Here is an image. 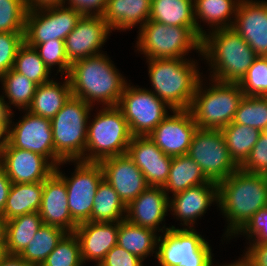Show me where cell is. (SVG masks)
<instances>
[{
    "label": "cell",
    "mask_w": 267,
    "mask_h": 266,
    "mask_svg": "<svg viewBox=\"0 0 267 266\" xmlns=\"http://www.w3.org/2000/svg\"><path fill=\"white\" fill-rule=\"evenodd\" d=\"M7 255L6 245L0 244V263Z\"/></svg>",
    "instance_id": "56"
},
{
    "label": "cell",
    "mask_w": 267,
    "mask_h": 266,
    "mask_svg": "<svg viewBox=\"0 0 267 266\" xmlns=\"http://www.w3.org/2000/svg\"><path fill=\"white\" fill-rule=\"evenodd\" d=\"M214 183L209 181L202 172L199 165L188 155L172 157L168 179L163 186L169 197L180 193L190 187L200 184Z\"/></svg>",
    "instance_id": "29"
},
{
    "label": "cell",
    "mask_w": 267,
    "mask_h": 266,
    "mask_svg": "<svg viewBox=\"0 0 267 266\" xmlns=\"http://www.w3.org/2000/svg\"><path fill=\"white\" fill-rule=\"evenodd\" d=\"M24 113L15 124L12 122L14 113H11L8 143L12 147L38 153L55 166L51 119L34 115L28 110H24Z\"/></svg>",
    "instance_id": "14"
},
{
    "label": "cell",
    "mask_w": 267,
    "mask_h": 266,
    "mask_svg": "<svg viewBox=\"0 0 267 266\" xmlns=\"http://www.w3.org/2000/svg\"><path fill=\"white\" fill-rule=\"evenodd\" d=\"M242 257L239 258L238 260H236L235 262L233 263H227L226 265L222 264V265H213L212 266H252V264L250 263V261L244 256V255H241Z\"/></svg>",
    "instance_id": "53"
},
{
    "label": "cell",
    "mask_w": 267,
    "mask_h": 266,
    "mask_svg": "<svg viewBox=\"0 0 267 266\" xmlns=\"http://www.w3.org/2000/svg\"><path fill=\"white\" fill-rule=\"evenodd\" d=\"M152 0H107L102 15L112 31L141 28L148 20Z\"/></svg>",
    "instance_id": "25"
},
{
    "label": "cell",
    "mask_w": 267,
    "mask_h": 266,
    "mask_svg": "<svg viewBox=\"0 0 267 266\" xmlns=\"http://www.w3.org/2000/svg\"><path fill=\"white\" fill-rule=\"evenodd\" d=\"M10 117H0V152L8 144Z\"/></svg>",
    "instance_id": "51"
},
{
    "label": "cell",
    "mask_w": 267,
    "mask_h": 266,
    "mask_svg": "<svg viewBox=\"0 0 267 266\" xmlns=\"http://www.w3.org/2000/svg\"><path fill=\"white\" fill-rule=\"evenodd\" d=\"M98 266H144V264L139 257L116 245Z\"/></svg>",
    "instance_id": "46"
},
{
    "label": "cell",
    "mask_w": 267,
    "mask_h": 266,
    "mask_svg": "<svg viewBox=\"0 0 267 266\" xmlns=\"http://www.w3.org/2000/svg\"><path fill=\"white\" fill-rule=\"evenodd\" d=\"M244 256L252 266H267V243L248 242Z\"/></svg>",
    "instance_id": "48"
},
{
    "label": "cell",
    "mask_w": 267,
    "mask_h": 266,
    "mask_svg": "<svg viewBox=\"0 0 267 266\" xmlns=\"http://www.w3.org/2000/svg\"><path fill=\"white\" fill-rule=\"evenodd\" d=\"M25 0H0V32H25Z\"/></svg>",
    "instance_id": "40"
},
{
    "label": "cell",
    "mask_w": 267,
    "mask_h": 266,
    "mask_svg": "<svg viewBox=\"0 0 267 266\" xmlns=\"http://www.w3.org/2000/svg\"><path fill=\"white\" fill-rule=\"evenodd\" d=\"M67 232L57 226L43 224L19 255L33 266H41Z\"/></svg>",
    "instance_id": "36"
},
{
    "label": "cell",
    "mask_w": 267,
    "mask_h": 266,
    "mask_svg": "<svg viewBox=\"0 0 267 266\" xmlns=\"http://www.w3.org/2000/svg\"><path fill=\"white\" fill-rule=\"evenodd\" d=\"M12 69L26 76L37 85L53 79L51 77L52 71L45 65L37 50L29 46L25 41L17 52Z\"/></svg>",
    "instance_id": "37"
},
{
    "label": "cell",
    "mask_w": 267,
    "mask_h": 266,
    "mask_svg": "<svg viewBox=\"0 0 267 266\" xmlns=\"http://www.w3.org/2000/svg\"><path fill=\"white\" fill-rule=\"evenodd\" d=\"M43 182L12 183L1 215L6 221L15 217L38 212L41 206Z\"/></svg>",
    "instance_id": "30"
},
{
    "label": "cell",
    "mask_w": 267,
    "mask_h": 266,
    "mask_svg": "<svg viewBox=\"0 0 267 266\" xmlns=\"http://www.w3.org/2000/svg\"><path fill=\"white\" fill-rule=\"evenodd\" d=\"M112 30L102 16L83 15L65 39V52L70 64L101 51Z\"/></svg>",
    "instance_id": "15"
},
{
    "label": "cell",
    "mask_w": 267,
    "mask_h": 266,
    "mask_svg": "<svg viewBox=\"0 0 267 266\" xmlns=\"http://www.w3.org/2000/svg\"><path fill=\"white\" fill-rule=\"evenodd\" d=\"M43 224L74 232L78 224L72 219L64 180L54 171L44 182L41 206L38 211Z\"/></svg>",
    "instance_id": "24"
},
{
    "label": "cell",
    "mask_w": 267,
    "mask_h": 266,
    "mask_svg": "<svg viewBox=\"0 0 267 266\" xmlns=\"http://www.w3.org/2000/svg\"><path fill=\"white\" fill-rule=\"evenodd\" d=\"M24 33L0 32V77L13 68Z\"/></svg>",
    "instance_id": "43"
},
{
    "label": "cell",
    "mask_w": 267,
    "mask_h": 266,
    "mask_svg": "<svg viewBox=\"0 0 267 266\" xmlns=\"http://www.w3.org/2000/svg\"><path fill=\"white\" fill-rule=\"evenodd\" d=\"M201 56L210 69L209 78L239 83L258 57L233 28H220L202 37Z\"/></svg>",
    "instance_id": "3"
},
{
    "label": "cell",
    "mask_w": 267,
    "mask_h": 266,
    "mask_svg": "<svg viewBox=\"0 0 267 266\" xmlns=\"http://www.w3.org/2000/svg\"><path fill=\"white\" fill-rule=\"evenodd\" d=\"M217 206L227 221L223 236L230 241L255 213L267 206V175L239 168L218 183Z\"/></svg>",
    "instance_id": "1"
},
{
    "label": "cell",
    "mask_w": 267,
    "mask_h": 266,
    "mask_svg": "<svg viewBox=\"0 0 267 266\" xmlns=\"http://www.w3.org/2000/svg\"><path fill=\"white\" fill-rule=\"evenodd\" d=\"M0 165L12 183L44 182L55 166L44 156L19 148L9 143L0 152Z\"/></svg>",
    "instance_id": "17"
},
{
    "label": "cell",
    "mask_w": 267,
    "mask_h": 266,
    "mask_svg": "<svg viewBox=\"0 0 267 266\" xmlns=\"http://www.w3.org/2000/svg\"><path fill=\"white\" fill-rule=\"evenodd\" d=\"M187 155L199 165L209 181L217 184L240 168L232 159L221 130L198 128Z\"/></svg>",
    "instance_id": "11"
},
{
    "label": "cell",
    "mask_w": 267,
    "mask_h": 266,
    "mask_svg": "<svg viewBox=\"0 0 267 266\" xmlns=\"http://www.w3.org/2000/svg\"><path fill=\"white\" fill-rule=\"evenodd\" d=\"M5 236H6V220L0 214V244H5Z\"/></svg>",
    "instance_id": "54"
},
{
    "label": "cell",
    "mask_w": 267,
    "mask_h": 266,
    "mask_svg": "<svg viewBox=\"0 0 267 266\" xmlns=\"http://www.w3.org/2000/svg\"><path fill=\"white\" fill-rule=\"evenodd\" d=\"M240 169L249 172L267 175V136L261 134L258 141L251 149L246 161L240 166Z\"/></svg>",
    "instance_id": "44"
},
{
    "label": "cell",
    "mask_w": 267,
    "mask_h": 266,
    "mask_svg": "<svg viewBox=\"0 0 267 266\" xmlns=\"http://www.w3.org/2000/svg\"><path fill=\"white\" fill-rule=\"evenodd\" d=\"M80 245L74 232H67L41 266H83Z\"/></svg>",
    "instance_id": "39"
},
{
    "label": "cell",
    "mask_w": 267,
    "mask_h": 266,
    "mask_svg": "<svg viewBox=\"0 0 267 266\" xmlns=\"http://www.w3.org/2000/svg\"><path fill=\"white\" fill-rule=\"evenodd\" d=\"M261 134H264L267 136V124L263 127V129L261 130Z\"/></svg>",
    "instance_id": "57"
},
{
    "label": "cell",
    "mask_w": 267,
    "mask_h": 266,
    "mask_svg": "<svg viewBox=\"0 0 267 266\" xmlns=\"http://www.w3.org/2000/svg\"><path fill=\"white\" fill-rule=\"evenodd\" d=\"M99 163L104 179L126 206L149 187L142 171L127 154L108 157Z\"/></svg>",
    "instance_id": "18"
},
{
    "label": "cell",
    "mask_w": 267,
    "mask_h": 266,
    "mask_svg": "<svg viewBox=\"0 0 267 266\" xmlns=\"http://www.w3.org/2000/svg\"><path fill=\"white\" fill-rule=\"evenodd\" d=\"M0 82L1 89L5 93L2 94L3 98L4 100L8 98V102L5 101V104L10 113H12L11 105L18 108L19 111L27 110L30 107L37 88L36 83L13 69L1 76Z\"/></svg>",
    "instance_id": "34"
},
{
    "label": "cell",
    "mask_w": 267,
    "mask_h": 266,
    "mask_svg": "<svg viewBox=\"0 0 267 266\" xmlns=\"http://www.w3.org/2000/svg\"><path fill=\"white\" fill-rule=\"evenodd\" d=\"M213 203L218 204V184H200L170 196L169 212L172 211L171 215H175L177 221L180 219L182 228H194L197 219Z\"/></svg>",
    "instance_id": "22"
},
{
    "label": "cell",
    "mask_w": 267,
    "mask_h": 266,
    "mask_svg": "<svg viewBox=\"0 0 267 266\" xmlns=\"http://www.w3.org/2000/svg\"><path fill=\"white\" fill-rule=\"evenodd\" d=\"M130 83L124 88L118 103L126 119L132 136H149V134L173 111L152 91L138 88Z\"/></svg>",
    "instance_id": "10"
},
{
    "label": "cell",
    "mask_w": 267,
    "mask_h": 266,
    "mask_svg": "<svg viewBox=\"0 0 267 266\" xmlns=\"http://www.w3.org/2000/svg\"><path fill=\"white\" fill-rule=\"evenodd\" d=\"M238 84L245 96L267 97V57L258 56Z\"/></svg>",
    "instance_id": "41"
},
{
    "label": "cell",
    "mask_w": 267,
    "mask_h": 266,
    "mask_svg": "<svg viewBox=\"0 0 267 266\" xmlns=\"http://www.w3.org/2000/svg\"><path fill=\"white\" fill-rule=\"evenodd\" d=\"M232 28L257 56L267 57V1H240Z\"/></svg>",
    "instance_id": "20"
},
{
    "label": "cell",
    "mask_w": 267,
    "mask_h": 266,
    "mask_svg": "<svg viewBox=\"0 0 267 266\" xmlns=\"http://www.w3.org/2000/svg\"><path fill=\"white\" fill-rule=\"evenodd\" d=\"M67 162L74 163L73 165L76 166L71 177L65 176L59 167ZM55 172L66 184L68 207L72 219L77 224L90 221L95 193L104 178L101 164L81 160L63 161L61 165L55 167Z\"/></svg>",
    "instance_id": "12"
},
{
    "label": "cell",
    "mask_w": 267,
    "mask_h": 266,
    "mask_svg": "<svg viewBox=\"0 0 267 266\" xmlns=\"http://www.w3.org/2000/svg\"><path fill=\"white\" fill-rule=\"evenodd\" d=\"M169 211V197L163 187L149 186L126 206V220L134 225L164 233ZM164 224L160 226V224ZM167 227V228H166Z\"/></svg>",
    "instance_id": "19"
},
{
    "label": "cell",
    "mask_w": 267,
    "mask_h": 266,
    "mask_svg": "<svg viewBox=\"0 0 267 266\" xmlns=\"http://www.w3.org/2000/svg\"><path fill=\"white\" fill-rule=\"evenodd\" d=\"M208 80L209 87L199 81L189 111L198 128L221 130L233 122L245 94L238 83Z\"/></svg>",
    "instance_id": "5"
},
{
    "label": "cell",
    "mask_w": 267,
    "mask_h": 266,
    "mask_svg": "<svg viewBox=\"0 0 267 266\" xmlns=\"http://www.w3.org/2000/svg\"><path fill=\"white\" fill-rule=\"evenodd\" d=\"M233 122L261 131L267 124V97L244 96L236 110Z\"/></svg>",
    "instance_id": "38"
},
{
    "label": "cell",
    "mask_w": 267,
    "mask_h": 266,
    "mask_svg": "<svg viewBox=\"0 0 267 266\" xmlns=\"http://www.w3.org/2000/svg\"><path fill=\"white\" fill-rule=\"evenodd\" d=\"M3 95H0V117H10L11 113L8 111V109L6 108V104H5Z\"/></svg>",
    "instance_id": "55"
},
{
    "label": "cell",
    "mask_w": 267,
    "mask_h": 266,
    "mask_svg": "<svg viewBox=\"0 0 267 266\" xmlns=\"http://www.w3.org/2000/svg\"><path fill=\"white\" fill-rule=\"evenodd\" d=\"M125 218L126 205L103 178L95 193L90 222H120Z\"/></svg>",
    "instance_id": "33"
},
{
    "label": "cell",
    "mask_w": 267,
    "mask_h": 266,
    "mask_svg": "<svg viewBox=\"0 0 267 266\" xmlns=\"http://www.w3.org/2000/svg\"><path fill=\"white\" fill-rule=\"evenodd\" d=\"M221 132L232 159L239 167L246 161L261 135L256 128L234 122L223 127Z\"/></svg>",
    "instance_id": "35"
},
{
    "label": "cell",
    "mask_w": 267,
    "mask_h": 266,
    "mask_svg": "<svg viewBox=\"0 0 267 266\" xmlns=\"http://www.w3.org/2000/svg\"><path fill=\"white\" fill-rule=\"evenodd\" d=\"M119 222H83L74 230L79 241L84 265L90 261L96 266L117 245Z\"/></svg>",
    "instance_id": "23"
},
{
    "label": "cell",
    "mask_w": 267,
    "mask_h": 266,
    "mask_svg": "<svg viewBox=\"0 0 267 266\" xmlns=\"http://www.w3.org/2000/svg\"><path fill=\"white\" fill-rule=\"evenodd\" d=\"M28 45L34 47L37 50L40 58L43 60L50 71L53 70L54 66H57V68L59 67L57 73H60L61 77L64 74V76L68 75L71 64L67 59L65 52V42L63 40L54 39V41Z\"/></svg>",
    "instance_id": "42"
},
{
    "label": "cell",
    "mask_w": 267,
    "mask_h": 266,
    "mask_svg": "<svg viewBox=\"0 0 267 266\" xmlns=\"http://www.w3.org/2000/svg\"><path fill=\"white\" fill-rule=\"evenodd\" d=\"M0 266H33L24 261L19 255H7Z\"/></svg>",
    "instance_id": "52"
},
{
    "label": "cell",
    "mask_w": 267,
    "mask_h": 266,
    "mask_svg": "<svg viewBox=\"0 0 267 266\" xmlns=\"http://www.w3.org/2000/svg\"><path fill=\"white\" fill-rule=\"evenodd\" d=\"M109 59L103 52L71 64L67 77L73 97L82 99L92 107L98 103L102 107L118 106L128 82Z\"/></svg>",
    "instance_id": "2"
},
{
    "label": "cell",
    "mask_w": 267,
    "mask_h": 266,
    "mask_svg": "<svg viewBox=\"0 0 267 266\" xmlns=\"http://www.w3.org/2000/svg\"><path fill=\"white\" fill-rule=\"evenodd\" d=\"M157 234L152 229L131 224L125 219L119 222L117 245L144 261L149 255L156 257Z\"/></svg>",
    "instance_id": "28"
},
{
    "label": "cell",
    "mask_w": 267,
    "mask_h": 266,
    "mask_svg": "<svg viewBox=\"0 0 267 266\" xmlns=\"http://www.w3.org/2000/svg\"><path fill=\"white\" fill-rule=\"evenodd\" d=\"M197 129L189 110H173L148 137L166 155L172 157L187 155Z\"/></svg>",
    "instance_id": "16"
},
{
    "label": "cell",
    "mask_w": 267,
    "mask_h": 266,
    "mask_svg": "<svg viewBox=\"0 0 267 266\" xmlns=\"http://www.w3.org/2000/svg\"><path fill=\"white\" fill-rule=\"evenodd\" d=\"M137 51L146 59L185 58L191 51L201 56L202 37L197 27L169 26L148 20L138 30Z\"/></svg>",
    "instance_id": "7"
},
{
    "label": "cell",
    "mask_w": 267,
    "mask_h": 266,
    "mask_svg": "<svg viewBox=\"0 0 267 266\" xmlns=\"http://www.w3.org/2000/svg\"><path fill=\"white\" fill-rule=\"evenodd\" d=\"M12 182L4 168L0 165V214L4 211Z\"/></svg>",
    "instance_id": "49"
},
{
    "label": "cell",
    "mask_w": 267,
    "mask_h": 266,
    "mask_svg": "<svg viewBox=\"0 0 267 266\" xmlns=\"http://www.w3.org/2000/svg\"><path fill=\"white\" fill-rule=\"evenodd\" d=\"M127 155L142 171L148 186L165 185L172 156L166 155L148 136L132 137Z\"/></svg>",
    "instance_id": "21"
},
{
    "label": "cell",
    "mask_w": 267,
    "mask_h": 266,
    "mask_svg": "<svg viewBox=\"0 0 267 266\" xmlns=\"http://www.w3.org/2000/svg\"><path fill=\"white\" fill-rule=\"evenodd\" d=\"M28 10L63 5L64 0H25Z\"/></svg>",
    "instance_id": "50"
},
{
    "label": "cell",
    "mask_w": 267,
    "mask_h": 266,
    "mask_svg": "<svg viewBox=\"0 0 267 266\" xmlns=\"http://www.w3.org/2000/svg\"><path fill=\"white\" fill-rule=\"evenodd\" d=\"M43 225L38 212L24 214L6 221L7 254L20 255Z\"/></svg>",
    "instance_id": "32"
},
{
    "label": "cell",
    "mask_w": 267,
    "mask_h": 266,
    "mask_svg": "<svg viewBox=\"0 0 267 266\" xmlns=\"http://www.w3.org/2000/svg\"><path fill=\"white\" fill-rule=\"evenodd\" d=\"M63 80L61 84L52 79L37 85L32 103L27 110L34 115L52 119L72 96L68 77L65 76Z\"/></svg>",
    "instance_id": "27"
},
{
    "label": "cell",
    "mask_w": 267,
    "mask_h": 266,
    "mask_svg": "<svg viewBox=\"0 0 267 266\" xmlns=\"http://www.w3.org/2000/svg\"><path fill=\"white\" fill-rule=\"evenodd\" d=\"M88 120L85 155L81 161L101 160L127 154L132 139L129 125L122 111L117 107H102Z\"/></svg>",
    "instance_id": "8"
},
{
    "label": "cell",
    "mask_w": 267,
    "mask_h": 266,
    "mask_svg": "<svg viewBox=\"0 0 267 266\" xmlns=\"http://www.w3.org/2000/svg\"><path fill=\"white\" fill-rule=\"evenodd\" d=\"M158 266H212L213 253L209 242L195 228L171 226L159 234Z\"/></svg>",
    "instance_id": "9"
},
{
    "label": "cell",
    "mask_w": 267,
    "mask_h": 266,
    "mask_svg": "<svg viewBox=\"0 0 267 266\" xmlns=\"http://www.w3.org/2000/svg\"><path fill=\"white\" fill-rule=\"evenodd\" d=\"M93 107L71 96L51 119L55 167L63 161L82 160L85 155L88 120Z\"/></svg>",
    "instance_id": "6"
},
{
    "label": "cell",
    "mask_w": 267,
    "mask_h": 266,
    "mask_svg": "<svg viewBox=\"0 0 267 266\" xmlns=\"http://www.w3.org/2000/svg\"><path fill=\"white\" fill-rule=\"evenodd\" d=\"M83 15L65 5L28 10L24 41L41 44L59 39L65 41Z\"/></svg>",
    "instance_id": "13"
},
{
    "label": "cell",
    "mask_w": 267,
    "mask_h": 266,
    "mask_svg": "<svg viewBox=\"0 0 267 266\" xmlns=\"http://www.w3.org/2000/svg\"><path fill=\"white\" fill-rule=\"evenodd\" d=\"M66 4V5H65ZM68 4V5H67ZM107 0H64L63 5L74 8L82 15L102 16Z\"/></svg>",
    "instance_id": "47"
},
{
    "label": "cell",
    "mask_w": 267,
    "mask_h": 266,
    "mask_svg": "<svg viewBox=\"0 0 267 266\" xmlns=\"http://www.w3.org/2000/svg\"><path fill=\"white\" fill-rule=\"evenodd\" d=\"M149 20L169 26L196 27L194 0H152Z\"/></svg>",
    "instance_id": "31"
},
{
    "label": "cell",
    "mask_w": 267,
    "mask_h": 266,
    "mask_svg": "<svg viewBox=\"0 0 267 266\" xmlns=\"http://www.w3.org/2000/svg\"><path fill=\"white\" fill-rule=\"evenodd\" d=\"M239 235L246 236L249 242L267 243V211L255 213L234 237Z\"/></svg>",
    "instance_id": "45"
},
{
    "label": "cell",
    "mask_w": 267,
    "mask_h": 266,
    "mask_svg": "<svg viewBox=\"0 0 267 266\" xmlns=\"http://www.w3.org/2000/svg\"><path fill=\"white\" fill-rule=\"evenodd\" d=\"M239 3L240 0H194V18L198 34L203 37L207 33L199 21L209 25L208 32L232 28Z\"/></svg>",
    "instance_id": "26"
},
{
    "label": "cell",
    "mask_w": 267,
    "mask_h": 266,
    "mask_svg": "<svg viewBox=\"0 0 267 266\" xmlns=\"http://www.w3.org/2000/svg\"><path fill=\"white\" fill-rule=\"evenodd\" d=\"M152 91L172 110H189L202 76L193 58L146 59ZM196 61V62H195Z\"/></svg>",
    "instance_id": "4"
}]
</instances>
